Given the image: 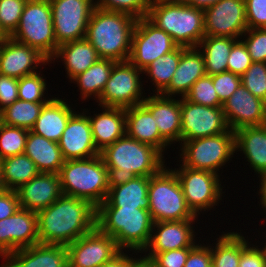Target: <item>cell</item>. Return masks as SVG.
Listing matches in <instances>:
<instances>
[{
    "label": "cell",
    "instance_id": "cell-1",
    "mask_svg": "<svg viewBox=\"0 0 266 267\" xmlns=\"http://www.w3.org/2000/svg\"><path fill=\"white\" fill-rule=\"evenodd\" d=\"M40 244L69 245L96 227V207L89 201L62 194L37 213Z\"/></svg>",
    "mask_w": 266,
    "mask_h": 267
},
{
    "label": "cell",
    "instance_id": "cell-2",
    "mask_svg": "<svg viewBox=\"0 0 266 267\" xmlns=\"http://www.w3.org/2000/svg\"><path fill=\"white\" fill-rule=\"evenodd\" d=\"M136 23L137 19L128 14L95 7L87 25L85 39L95 48L100 58L127 61Z\"/></svg>",
    "mask_w": 266,
    "mask_h": 267
},
{
    "label": "cell",
    "instance_id": "cell-3",
    "mask_svg": "<svg viewBox=\"0 0 266 267\" xmlns=\"http://www.w3.org/2000/svg\"><path fill=\"white\" fill-rule=\"evenodd\" d=\"M153 224L149 210L122 207L96 208V227L102 233L114 238L120 250L133 251L132 254L143 253L149 243Z\"/></svg>",
    "mask_w": 266,
    "mask_h": 267
},
{
    "label": "cell",
    "instance_id": "cell-4",
    "mask_svg": "<svg viewBox=\"0 0 266 267\" xmlns=\"http://www.w3.org/2000/svg\"><path fill=\"white\" fill-rule=\"evenodd\" d=\"M100 156L111 179L151 177L165 166V156L158 149L127 134L105 147Z\"/></svg>",
    "mask_w": 266,
    "mask_h": 267
},
{
    "label": "cell",
    "instance_id": "cell-5",
    "mask_svg": "<svg viewBox=\"0 0 266 267\" xmlns=\"http://www.w3.org/2000/svg\"><path fill=\"white\" fill-rule=\"evenodd\" d=\"M58 175L64 195L87 200L96 208L107 199L111 178L100 154L66 160Z\"/></svg>",
    "mask_w": 266,
    "mask_h": 267
},
{
    "label": "cell",
    "instance_id": "cell-6",
    "mask_svg": "<svg viewBox=\"0 0 266 267\" xmlns=\"http://www.w3.org/2000/svg\"><path fill=\"white\" fill-rule=\"evenodd\" d=\"M147 18L181 47H197L205 37L204 10L183 2L151 4Z\"/></svg>",
    "mask_w": 266,
    "mask_h": 267
},
{
    "label": "cell",
    "instance_id": "cell-7",
    "mask_svg": "<svg viewBox=\"0 0 266 267\" xmlns=\"http://www.w3.org/2000/svg\"><path fill=\"white\" fill-rule=\"evenodd\" d=\"M148 200V210L154 223L198 218L188 207L172 168L164 166L157 174L149 177Z\"/></svg>",
    "mask_w": 266,
    "mask_h": 267
},
{
    "label": "cell",
    "instance_id": "cell-8",
    "mask_svg": "<svg viewBox=\"0 0 266 267\" xmlns=\"http://www.w3.org/2000/svg\"><path fill=\"white\" fill-rule=\"evenodd\" d=\"M10 37L37 49L51 61L59 45L55 39L49 0H27L19 25Z\"/></svg>",
    "mask_w": 266,
    "mask_h": 267
},
{
    "label": "cell",
    "instance_id": "cell-9",
    "mask_svg": "<svg viewBox=\"0 0 266 267\" xmlns=\"http://www.w3.org/2000/svg\"><path fill=\"white\" fill-rule=\"evenodd\" d=\"M180 145L182 164L186 167L219 174V170L234 157L235 133L233 130L194 140Z\"/></svg>",
    "mask_w": 266,
    "mask_h": 267
},
{
    "label": "cell",
    "instance_id": "cell-10",
    "mask_svg": "<svg viewBox=\"0 0 266 267\" xmlns=\"http://www.w3.org/2000/svg\"><path fill=\"white\" fill-rule=\"evenodd\" d=\"M143 71L135 67L129 60L115 62L109 80L100 98L98 106L130 108L142 104L143 96L141 75Z\"/></svg>",
    "mask_w": 266,
    "mask_h": 267
},
{
    "label": "cell",
    "instance_id": "cell-11",
    "mask_svg": "<svg viewBox=\"0 0 266 267\" xmlns=\"http://www.w3.org/2000/svg\"><path fill=\"white\" fill-rule=\"evenodd\" d=\"M179 168L172 169L182 187L188 207L196 215L200 212L211 210L222 201L223 186L220 175L209 171L196 170L178 165Z\"/></svg>",
    "mask_w": 266,
    "mask_h": 267
},
{
    "label": "cell",
    "instance_id": "cell-12",
    "mask_svg": "<svg viewBox=\"0 0 266 267\" xmlns=\"http://www.w3.org/2000/svg\"><path fill=\"white\" fill-rule=\"evenodd\" d=\"M58 45L85 38L94 0H49Z\"/></svg>",
    "mask_w": 266,
    "mask_h": 267
},
{
    "label": "cell",
    "instance_id": "cell-13",
    "mask_svg": "<svg viewBox=\"0 0 266 267\" xmlns=\"http://www.w3.org/2000/svg\"><path fill=\"white\" fill-rule=\"evenodd\" d=\"M177 47L170 35L144 17L138 19L135 25L129 61L143 71L150 63Z\"/></svg>",
    "mask_w": 266,
    "mask_h": 267
},
{
    "label": "cell",
    "instance_id": "cell-14",
    "mask_svg": "<svg viewBox=\"0 0 266 267\" xmlns=\"http://www.w3.org/2000/svg\"><path fill=\"white\" fill-rule=\"evenodd\" d=\"M181 98V145L184 141L229 131L223 108L207 107Z\"/></svg>",
    "mask_w": 266,
    "mask_h": 267
},
{
    "label": "cell",
    "instance_id": "cell-15",
    "mask_svg": "<svg viewBox=\"0 0 266 267\" xmlns=\"http://www.w3.org/2000/svg\"><path fill=\"white\" fill-rule=\"evenodd\" d=\"M69 267H100L121 250L115 239L97 227L67 245Z\"/></svg>",
    "mask_w": 266,
    "mask_h": 267
},
{
    "label": "cell",
    "instance_id": "cell-16",
    "mask_svg": "<svg viewBox=\"0 0 266 267\" xmlns=\"http://www.w3.org/2000/svg\"><path fill=\"white\" fill-rule=\"evenodd\" d=\"M205 37L240 39L247 31L245 0H220L204 10Z\"/></svg>",
    "mask_w": 266,
    "mask_h": 267
},
{
    "label": "cell",
    "instance_id": "cell-17",
    "mask_svg": "<svg viewBox=\"0 0 266 267\" xmlns=\"http://www.w3.org/2000/svg\"><path fill=\"white\" fill-rule=\"evenodd\" d=\"M230 130L266 125V102L250 93L242 84L223 103Z\"/></svg>",
    "mask_w": 266,
    "mask_h": 267
},
{
    "label": "cell",
    "instance_id": "cell-18",
    "mask_svg": "<svg viewBox=\"0 0 266 267\" xmlns=\"http://www.w3.org/2000/svg\"><path fill=\"white\" fill-rule=\"evenodd\" d=\"M36 244H39L37 213L19 208L0 220V250L5 255Z\"/></svg>",
    "mask_w": 266,
    "mask_h": 267
},
{
    "label": "cell",
    "instance_id": "cell-19",
    "mask_svg": "<svg viewBox=\"0 0 266 267\" xmlns=\"http://www.w3.org/2000/svg\"><path fill=\"white\" fill-rule=\"evenodd\" d=\"M49 60L37 49L8 37L0 44V75L20 79L38 72Z\"/></svg>",
    "mask_w": 266,
    "mask_h": 267
},
{
    "label": "cell",
    "instance_id": "cell-20",
    "mask_svg": "<svg viewBox=\"0 0 266 267\" xmlns=\"http://www.w3.org/2000/svg\"><path fill=\"white\" fill-rule=\"evenodd\" d=\"M64 160L87 159L99 155L87 114L75 112L58 142Z\"/></svg>",
    "mask_w": 266,
    "mask_h": 267
},
{
    "label": "cell",
    "instance_id": "cell-21",
    "mask_svg": "<svg viewBox=\"0 0 266 267\" xmlns=\"http://www.w3.org/2000/svg\"><path fill=\"white\" fill-rule=\"evenodd\" d=\"M196 219L155 222L149 243L143 252L158 254L174 249L194 247L197 244L193 227Z\"/></svg>",
    "mask_w": 266,
    "mask_h": 267
},
{
    "label": "cell",
    "instance_id": "cell-22",
    "mask_svg": "<svg viewBox=\"0 0 266 267\" xmlns=\"http://www.w3.org/2000/svg\"><path fill=\"white\" fill-rule=\"evenodd\" d=\"M15 191L20 208L35 213L44 210L62 195L57 173H39Z\"/></svg>",
    "mask_w": 266,
    "mask_h": 267
},
{
    "label": "cell",
    "instance_id": "cell-23",
    "mask_svg": "<svg viewBox=\"0 0 266 267\" xmlns=\"http://www.w3.org/2000/svg\"><path fill=\"white\" fill-rule=\"evenodd\" d=\"M148 95L142 104L153 115L160 135L171 145H181V99L162 94ZM180 99V100H179Z\"/></svg>",
    "mask_w": 266,
    "mask_h": 267
},
{
    "label": "cell",
    "instance_id": "cell-24",
    "mask_svg": "<svg viewBox=\"0 0 266 267\" xmlns=\"http://www.w3.org/2000/svg\"><path fill=\"white\" fill-rule=\"evenodd\" d=\"M0 267H69L67 246L39 243L18 249Z\"/></svg>",
    "mask_w": 266,
    "mask_h": 267
},
{
    "label": "cell",
    "instance_id": "cell-25",
    "mask_svg": "<svg viewBox=\"0 0 266 267\" xmlns=\"http://www.w3.org/2000/svg\"><path fill=\"white\" fill-rule=\"evenodd\" d=\"M149 177L111 179L107 199L98 207L149 209Z\"/></svg>",
    "mask_w": 266,
    "mask_h": 267
},
{
    "label": "cell",
    "instance_id": "cell-26",
    "mask_svg": "<svg viewBox=\"0 0 266 267\" xmlns=\"http://www.w3.org/2000/svg\"><path fill=\"white\" fill-rule=\"evenodd\" d=\"M207 75L203 54L198 47H181V58L169 86L161 93L176 97L185 95L192 85Z\"/></svg>",
    "mask_w": 266,
    "mask_h": 267
},
{
    "label": "cell",
    "instance_id": "cell-27",
    "mask_svg": "<svg viewBox=\"0 0 266 267\" xmlns=\"http://www.w3.org/2000/svg\"><path fill=\"white\" fill-rule=\"evenodd\" d=\"M101 107L103 112L96 113L93 116H90L91 113H88V109H83L85 114H89L88 118L93 139L99 152L126 134L125 109L100 106V108Z\"/></svg>",
    "mask_w": 266,
    "mask_h": 267
},
{
    "label": "cell",
    "instance_id": "cell-28",
    "mask_svg": "<svg viewBox=\"0 0 266 267\" xmlns=\"http://www.w3.org/2000/svg\"><path fill=\"white\" fill-rule=\"evenodd\" d=\"M125 115L126 134L139 142L155 147L164 155L165 150L171 145L160 135L151 112L140 104L126 108Z\"/></svg>",
    "mask_w": 266,
    "mask_h": 267
},
{
    "label": "cell",
    "instance_id": "cell-29",
    "mask_svg": "<svg viewBox=\"0 0 266 267\" xmlns=\"http://www.w3.org/2000/svg\"><path fill=\"white\" fill-rule=\"evenodd\" d=\"M65 100L52 97L44 104L30 131L58 143L69 118L76 112Z\"/></svg>",
    "mask_w": 266,
    "mask_h": 267
},
{
    "label": "cell",
    "instance_id": "cell-30",
    "mask_svg": "<svg viewBox=\"0 0 266 267\" xmlns=\"http://www.w3.org/2000/svg\"><path fill=\"white\" fill-rule=\"evenodd\" d=\"M234 133L235 152L242 151L257 175L266 172V125L243 127Z\"/></svg>",
    "mask_w": 266,
    "mask_h": 267
},
{
    "label": "cell",
    "instance_id": "cell-31",
    "mask_svg": "<svg viewBox=\"0 0 266 267\" xmlns=\"http://www.w3.org/2000/svg\"><path fill=\"white\" fill-rule=\"evenodd\" d=\"M59 58L64 63L70 81L100 59L95 48L85 38L59 45L50 63Z\"/></svg>",
    "mask_w": 266,
    "mask_h": 267
},
{
    "label": "cell",
    "instance_id": "cell-32",
    "mask_svg": "<svg viewBox=\"0 0 266 267\" xmlns=\"http://www.w3.org/2000/svg\"><path fill=\"white\" fill-rule=\"evenodd\" d=\"M24 154L33 160L40 173L58 174L65 161L57 142L31 131L28 132Z\"/></svg>",
    "mask_w": 266,
    "mask_h": 267
},
{
    "label": "cell",
    "instance_id": "cell-33",
    "mask_svg": "<svg viewBox=\"0 0 266 267\" xmlns=\"http://www.w3.org/2000/svg\"><path fill=\"white\" fill-rule=\"evenodd\" d=\"M115 62L112 59L100 58L86 71L71 80V83L79 86L81 100H88L91 97L97 101L100 98Z\"/></svg>",
    "mask_w": 266,
    "mask_h": 267
},
{
    "label": "cell",
    "instance_id": "cell-34",
    "mask_svg": "<svg viewBox=\"0 0 266 267\" xmlns=\"http://www.w3.org/2000/svg\"><path fill=\"white\" fill-rule=\"evenodd\" d=\"M238 40L220 36H208L202 39L197 47L203 54L207 75L212 76L227 71L230 51Z\"/></svg>",
    "mask_w": 266,
    "mask_h": 267
},
{
    "label": "cell",
    "instance_id": "cell-35",
    "mask_svg": "<svg viewBox=\"0 0 266 267\" xmlns=\"http://www.w3.org/2000/svg\"><path fill=\"white\" fill-rule=\"evenodd\" d=\"M3 182L8 190L15 191L40 172L31 158L19 154L0 160Z\"/></svg>",
    "mask_w": 266,
    "mask_h": 267
},
{
    "label": "cell",
    "instance_id": "cell-36",
    "mask_svg": "<svg viewBox=\"0 0 266 267\" xmlns=\"http://www.w3.org/2000/svg\"><path fill=\"white\" fill-rule=\"evenodd\" d=\"M210 244L212 267H239L242 252L241 232H227ZM214 245V246H212Z\"/></svg>",
    "mask_w": 266,
    "mask_h": 267
},
{
    "label": "cell",
    "instance_id": "cell-37",
    "mask_svg": "<svg viewBox=\"0 0 266 267\" xmlns=\"http://www.w3.org/2000/svg\"><path fill=\"white\" fill-rule=\"evenodd\" d=\"M180 58L181 46H178L174 51L156 59L143 70V73L148 78L150 77L149 79L152 80L150 82L155 86L152 90L155 92L154 94H161L169 86Z\"/></svg>",
    "mask_w": 266,
    "mask_h": 267
},
{
    "label": "cell",
    "instance_id": "cell-38",
    "mask_svg": "<svg viewBox=\"0 0 266 267\" xmlns=\"http://www.w3.org/2000/svg\"><path fill=\"white\" fill-rule=\"evenodd\" d=\"M47 102H28L16 100L1 110L2 123L31 130Z\"/></svg>",
    "mask_w": 266,
    "mask_h": 267
},
{
    "label": "cell",
    "instance_id": "cell-39",
    "mask_svg": "<svg viewBox=\"0 0 266 267\" xmlns=\"http://www.w3.org/2000/svg\"><path fill=\"white\" fill-rule=\"evenodd\" d=\"M29 130L9 126L4 123L0 125V160L23 154Z\"/></svg>",
    "mask_w": 266,
    "mask_h": 267
},
{
    "label": "cell",
    "instance_id": "cell-40",
    "mask_svg": "<svg viewBox=\"0 0 266 267\" xmlns=\"http://www.w3.org/2000/svg\"><path fill=\"white\" fill-rule=\"evenodd\" d=\"M42 75L39 71L18 79V99L28 102H48L51 98L44 97L48 88Z\"/></svg>",
    "mask_w": 266,
    "mask_h": 267
},
{
    "label": "cell",
    "instance_id": "cell-41",
    "mask_svg": "<svg viewBox=\"0 0 266 267\" xmlns=\"http://www.w3.org/2000/svg\"><path fill=\"white\" fill-rule=\"evenodd\" d=\"M185 98L196 104L207 107H222L219 97L213 85L212 77L205 75L199 78L191 87Z\"/></svg>",
    "mask_w": 266,
    "mask_h": 267
},
{
    "label": "cell",
    "instance_id": "cell-42",
    "mask_svg": "<svg viewBox=\"0 0 266 267\" xmlns=\"http://www.w3.org/2000/svg\"><path fill=\"white\" fill-rule=\"evenodd\" d=\"M151 4L149 0H95V7L128 14L135 19L147 17Z\"/></svg>",
    "mask_w": 266,
    "mask_h": 267
},
{
    "label": "cell",
    "instance_id": "cell-43",
    "mask_svg": "<svg viewBox=\"0 0 266 267\" xmlns=\"http://www.w3.org/2000/svg\"><path fill=\"white\" fill-rule=\"evenodd\" d=\"M241 77V84L266 102V63L253 62Z\"/></svg>",
    "mask_w": 266,
    "mask_h": 267
},
{
    "label": "cell",
    "instance_id": "cell-44",
    "mask_svg": "<svg viewBox=\"0 0 266 267\" xmlns=\"http://www.w3.org/2000/svg\"><path fill=\"white\" fill-rule=\"evenodd\" d=\"M27 0H0V28L10 37L17 29Z\"/></svg>",
    "mask_w": 266,
    "mask_h": 267
},
{
    "label": "cell",
    "instance_id": "cell-45",
    "mask_svg": "<svg viewBox=\"0 0 266 267\" xmlns=\"http://www.w3.org/2000/svg\"><path fill=\"white\" fill-rule=\"evenodd\" d=\"M240 39L246 46L252 62L266 63V28L247 29Z\"/></svg>",
    "mask_w": 266,
    "mask_h": 267
},
{
    "label": "cell",
    "instance_id": "cell-46",
    "mask_svg": "<svg viewBox=\"0 0 266 267\" xmlns=\"http://www.w3.org/2000/svg\"><path fill=\"white\" fill-rule=\"evenodd\" d=\"M213 85L219 97V101L223 104L237 90L241 84L240 75L229 71L212 75Z\"/></svg>",
    "mask_w": 266,
    "mask_h": 267
},
{
    "label": "cell",
    "instance_id": "cell-47",
    "mask_svg": "<svg viewBox=\"0 0 266 267\" xmlns=\"http://www.w3.org/2000/svg\"><path fill=\"white\" fill-rule=\"evenodd\" d=\"M251 57L244 43L239 39L233 46L228 57L227 71L243 75L252 64Z\"/></svg>",
    "mask_w": 266,
    "mask_h": 267
},
{
    "label": "cell",
    "instance_id": "cell-48",
    "mask_svg": "<svg viewBox=\"0 0 266 267\" xmlns=\"http://www.w3.org/2000/svg\"><path fill=\"white\" fill-rule=\"evenodd\" d=\"M193 247L174 249L164 251L158 254H147L144 256L150 258L156 267H184L189 251Z\"/></svg>",
    "mask_w": 266,
    "mask_h": 267
},
{
    "label": "cell",
    "instance_id": "cell-49",
    "mask_svg": "<svg viewBox=\"0 0 266 267\" xmlns=\"http://www.w3.org/2000/svg\"><path fill=\"white\" fill-rule=\"evenodd\" d=\"M245 238L242 235V252L239 267H266V253L264 249L259 245L249 244V240Z\"/></svg>",
    "mask_w": 266,
    "mask_h": 267
},
{
    "label": "cell",
    "instance_id": "cell-50",
    "mask_svg": "<svg viewBox=\"0 0 266 267\" xmlns=\"http://www.w3.org/2000/svg\"><path fill=\"white\" fill-rule=\"evenodd\" d=\"M248 29L266 28V0H245Z\"/></svg>",
    "mask_w": 266,
    "mask_h": 267
},
{
    "label": "cell",
    "instance_id": "cell-51",
    "mask_svg": "<svg viewBox=\"0 0 266 267\" xmlns=\"http://www.w3.org/2000/svg\"><path fill=\"white\" fill-rule=\"evenodd\" d=\"M200 244V245H199ZM197 243L190 251L184 267H212V252L209 243Z\"/></svg>",
    "mask_w": 266,
    "mask_h": 267
},
{
    "label": "cell",
    "instance_id": "cell-52",
    "mask_svg": "<svg viewBox=\"0 0 266 267\" xmlns=\"http://www.w3.org/2000/svg\"><path fill=\"white\" fill-rule=\"evenodd\" d=\"M18 100V79L0 75V111Z\"/></svg>",
    "mask_w": 266,
    "mask_h": 267
},
{
    "label": "cell",
    "instance_id": "cell-53",
    "mask_svg": "<svg viewBox=\"0 0 266 267\" xmlns=\"http://www.w3.org/2000/svg\"><path fill=\"white\" fill-rule=\"evenodd\" d=\"M19 208V200L16 191L7 189L3 193H0V220L10 217Z\"/></svg>",
    "mask_w": 266,
    "mask_h": 267
},
{
    "label": "cell",
    "instance_id": "cell-54",
    "mask_svg": "<svg viewBox=\"0 0 266 267\" xmlns=\"http://www.w3.org/2000/svg\"><path fill=\"white\" fill-rule=\"evenodd\" d=\"M124 252L126 251L121 250L110 261L103 263L100 267H128L133 257Z\"/></svg>",
    "mask_w": 266,
    "mask_h": 267
},
{
    "label": "cell",
    "instance_id": "cell-55",
    "mask_svg": "<svg viewBox=\"0 0 266 267\" xmlns=\"http://www.w3.org/2000/svg\"><path fill=\"white\" fill-rule=\"evenodd\" d=\"M258 177L260 178L259 181L261 182L259 183V192H258V195L260 196L259 206L261 205L262 209L265 212L264 215H266V172L260 173Z\"/></svg>",
    "mask_w": 266,
    "mask_h": 267
},
{
    "label": "cell",
    "instance_id": "cell-56",
    "mask_svg": "<svg viewBox=\"0 0 266 267\" xmlns=\"http://www.w3.org/2000/svg\"><path fill=\"white\" fill-rule=\"evenodd\" d=\"M219 1L220 0H182L184 4L201 10H205L217 4Z\"/></svg>",
    "mask_w": 266,
    "mask_h": 267
},
{
    "label": "cell",
    "instance_id": "cell-57",
    "mask_svg": "<svg viewBox=\"0 0 266 267\" xmlns=\"http://www.w3.org/2000/svg\"><path fill=\"white\" fill-rule=\"evenodd\" d=\"M128 267H156L153 261L146 257L140 255L139 258H136V256L131 260Z\"/></svg>",
    "mask_w": 266,
    "mask_h": 267
},
{
    "label": "cell",
    "instance_id": "cell-58",
    "mask_svg": "<svg viewBox=\"0 0 266 267\" xmlns=\"http://www.w3.org/2000/svg\"><path fill=\"white\" fill-rule=\"evenodd\" d=\"M7 188L3 182V175H2V168H1V165H0V193H3L4 191H6Z\"/></svg>",
    "mask_w": 266,
    "mask_h": 267
},
{
    "label": "cell",
    "instance_id": "cell-59",
    "mask_svg": "<svg viewBox=\"0 0 266 267\" xmlns=\"http://www.w3.org/2000/svg\"><path fill=\"white\" fill-rule=\"evenodd\" d=\"M150 4L160 3V2H182V0H149Z\"/></svg>",
    "mask_w": 266,
    "mask_h": 267
},
{
    "label": "cell",
    "instance_id": "cell-60",
    "mask_svg": "<svg viewBox=\"0 0 266 267\" xmlns=\"http://www.w3.org/2000/svg\"><path fill=\"white\" fill-rule=\"evenodd\" d=\"M8 36L4 33V31L0 28V44L4 42Z\"/></svg>",
    "mask_w": 266,
    "mask_h": 267
},
{
    "label": "cell",
    "instance_id": "cell-61",
    "mask_svg": "<svg viewBox=\"0 0 266 267\" xmlns=\"http://www.w3.org/2000/svg\"><path fill=\"white\" fill-rule=\"evenodd\" d=\"M0 257L3 258L4 262L6 260V255L0 250Z\"/></svg>",
    "mask_w": 266,
    "mask_h": 267
},
{
    "label": "cell",
    "instance_id": "cell-62",
    "mask_svg": "<svg viewBox=\"0 0 266 267\" xmlns=\"http://www.w3.org/2000/svg\"><path fill=\"white\" fill-rule=\"evenodd\" d=\"M265 239H266V236H264ZM262 244H265L262 248L264 249L265 253H266V242L265 243H262Z\"/></svg>",
    "mask_w": 266,
    "mask_h": 267
},
{
    "label": "cell",
    "instance_id": "cell-63",
    "mask_svg": "<svg viewBox=\"0 0 266 267\" xmlns=\"http://www.w3.org/2000/svg\"><path fill=\"white\" fill-rule=\"evenodd\" d=\"M1 123H2V118H1V111H0V125H1Z\"/></svg>",
    "mask_w": 266,
    "mask_h": 267
}]
</instances>
